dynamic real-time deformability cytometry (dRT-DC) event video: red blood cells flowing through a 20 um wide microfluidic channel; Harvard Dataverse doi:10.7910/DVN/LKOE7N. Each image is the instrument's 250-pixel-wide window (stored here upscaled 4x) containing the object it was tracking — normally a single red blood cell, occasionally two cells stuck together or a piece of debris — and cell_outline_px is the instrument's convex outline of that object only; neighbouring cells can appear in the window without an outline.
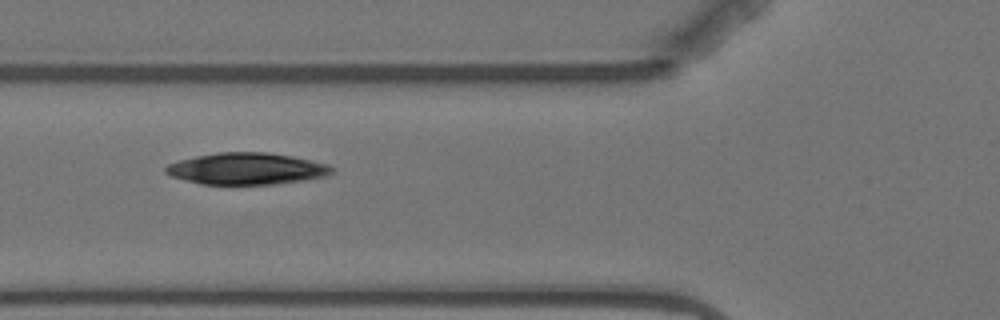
{"species": "Egyptian fruit bat (a non-hibernating species)", "species_latin": "Rousettus aegyptiacus", "temperature_condition": "warm", "stored_images_in_passage": 5, "camera_frame_rate_fps": 3000, "um_per_image_px": 0.085, "animal": {"sex": "female"}, "frame": {"image": 1, "passage_image": 4, "time_ms": 3.667, "image_size_px": [1000, 320], "cell_outline_px": [[336, 172], [324, 176], [304, 180], [276, 184], [200, 184], [172, 176], [164, 172], [164, 168], [168, 164], [180, 160], [196, 156], [216, 152], [268, 152], [292, 156], [328, 164]], "centroid_in_image_um": [20.97, 14.33], "position_along_channel_um": 104.8, "area_um2": 30.63}}
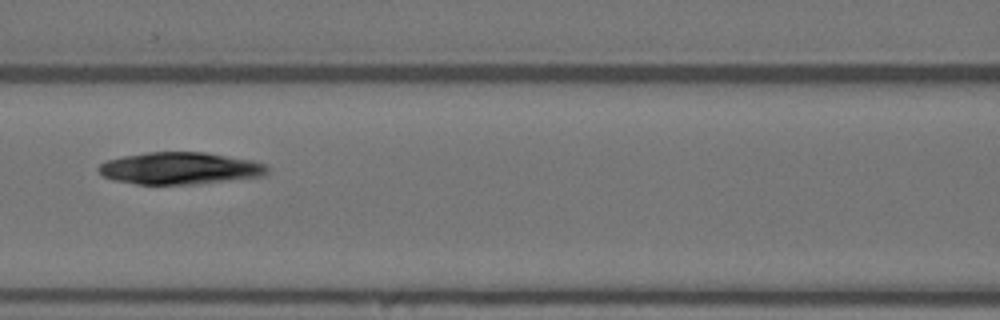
{"frame": {"image": 2, "passage_image": 5, "time_ms": 5.0, "image_size_px": [1000, 320], "cell_outline_px": [[268, 172], [260, 176], [192, 184], [136, 184], [112, 180], [104, 176], [96, 168], [100, 164], [108, 160], [124, 156], [148, 152], [204, 152], [252, 160], [264, 164], [268, 168]], "centroid_in_image_um": [15.24, 14.3], "position_along_channel_um": 151.4, "area_um2": 31.15}}